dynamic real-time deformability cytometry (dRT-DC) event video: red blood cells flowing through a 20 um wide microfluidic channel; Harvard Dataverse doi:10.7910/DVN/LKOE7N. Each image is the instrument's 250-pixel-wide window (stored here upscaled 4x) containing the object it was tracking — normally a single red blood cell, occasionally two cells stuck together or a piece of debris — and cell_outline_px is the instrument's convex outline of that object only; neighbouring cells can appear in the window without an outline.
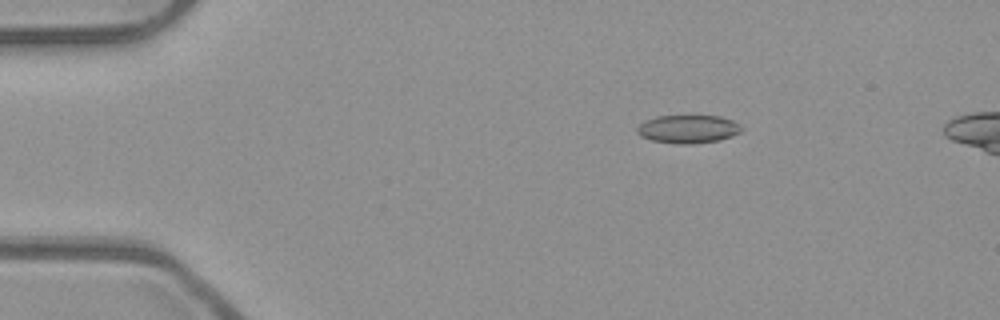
{"species": "common noctule bat (a hibernating species)", "species_latin": "Nyctalus noctula", "temperature_condition": "room temperature", "stored_images_in_passage": 44, "camera_frame_rate_fps": 3000, "um_per_image_px": 0.085, "animal": {"sex": "male", "body_mass_g": 23.1, "forearm_length_mm": 52.7}, "frame": {"image": 1, "passage_image": 1, "time_ms": 0.0, "image_size_px": [1000, 320], "cell_outline_px": [[744, 128], [740, 132], [732, 136], [720, 140], [692, 144], [676, 144], [652, 140], [640, 136], [636, 132], [636, 128], [640, 124], [656, 116], [720, 116], [732, 120], [740, 124]], "centroid_in_image_um": [58.51, 10.98], "position_along_channel_um": 26.5, "area_um2": 17.22}}
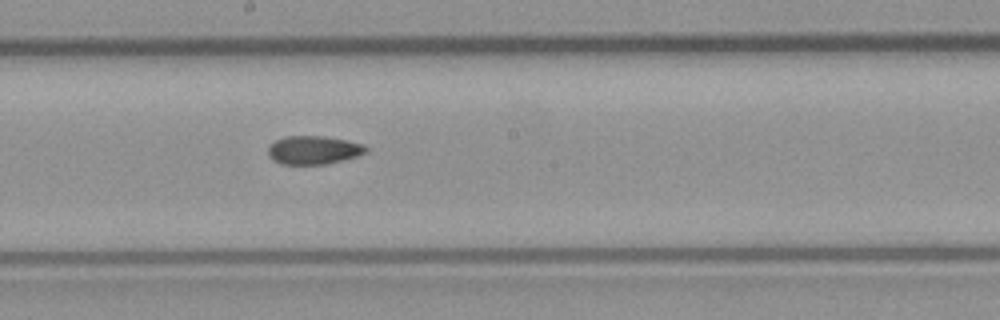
{"frame": {"image": 2, "passage_image": 21, "time_ms": 6.667, "image_size_px": [1000, 320], "cell_outline_px": [[368, 148], [364, 152], [356, 156], [324, 164], [280, 164], [272, 160], [268, 156], [268, 144], [284, 136], [324, 136], [364, 144]], "centroid_in_image_um": [26.57, 12.75], "position_along_channel_um": 221.6, "area_um2": 16.13}}
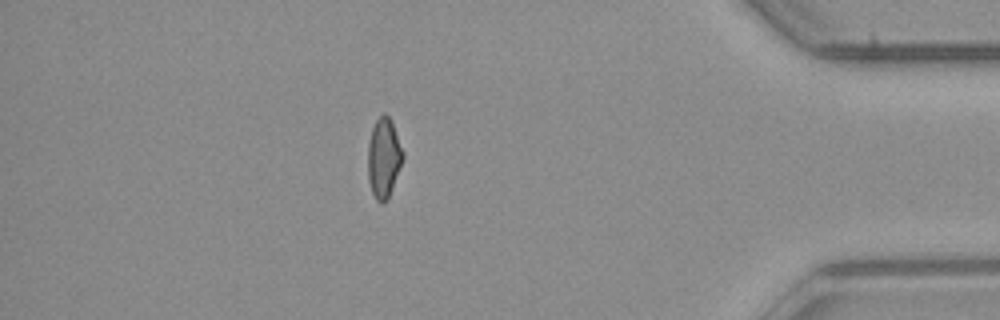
{"frame": {"image": 3, "passage_image": 38, "time_ms": 12.333, "image_size_px": [1000, 320], "cell_outline_px": [[404, 156], [388, 200], [380, 204], [376, 200], [372, 192], [368, 180], [368, 144], [372, 128], [376, 120], [384, 112], [392, 120], [404, 152]], "centroid_in_image_um": [32.62, 13.42], "position_along_channel_um": 402.6, "area_um2": 16.42}}